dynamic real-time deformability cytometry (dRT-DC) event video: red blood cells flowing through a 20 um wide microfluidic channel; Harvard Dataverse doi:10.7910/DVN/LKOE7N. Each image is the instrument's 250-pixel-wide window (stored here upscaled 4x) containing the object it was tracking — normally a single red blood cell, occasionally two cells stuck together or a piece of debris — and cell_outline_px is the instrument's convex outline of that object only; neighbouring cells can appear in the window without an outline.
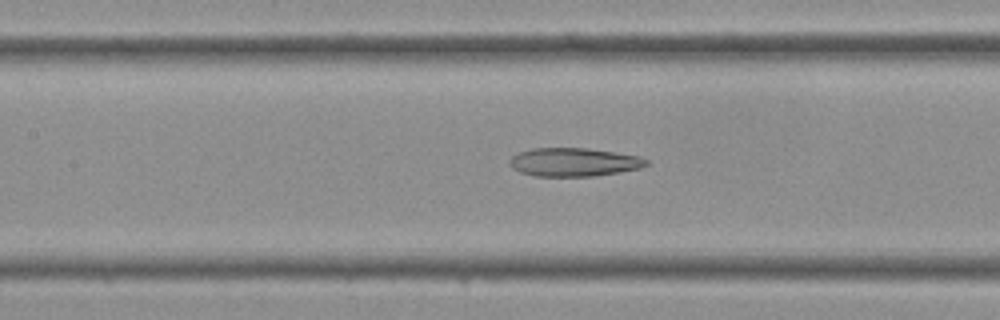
{"species": "Egyptian fruit bat (a non-hibernating species)", "species_latin": "Rousettus aegyptiacus", "temperature_condition": "cold", "stored_images_in_passage": 40, "camera_frame_rate_fps": 3000, "um_per_image_px": 0.085, "frame": {"image": 1, "passage_image": 18, "time_ms": 5.667, "image_size_px": [1000, 320], "cell_outline_px": [[648, 164], [640, 168], [620, 172], [592, 176], [536, 176], [520, 172], [512, 168], [508, 164], [508, 160], [512, 156], [520, 152], [532, 148], [588, 148], [616, 152], [640, 156], [648, 160]], "centroid_in_image_um": [48.77, 13.77], "position_along_channel_um": 158.6, "area_um2": 22.77}}
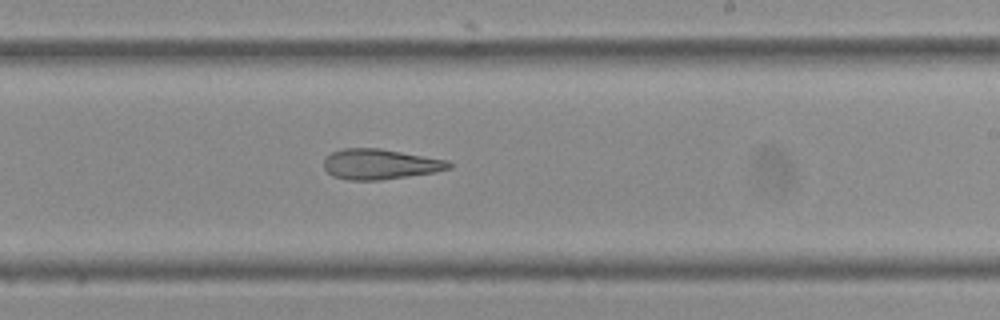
{"frame": {"image": 2, "passage_image": 24, "time_ms": 7.667, "image_size_px": [1000, 320], "cell_outline_px": [[452, 168], [436, 172], [380, 180], [348, 180], [332, 176], [324, 168], [324, 160], [332, 152], [340, 148], [380, 148], [448, 160], [452, 164]], "centroid_in_image_um": [32.31, 13.95], "position_along_channel_um": 256.7, "area_um2": 22.2}}
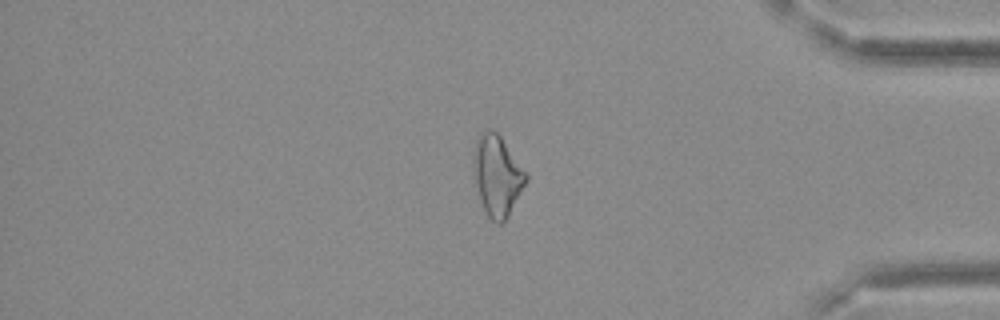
{"frame": {"image": 3, "passage_image": 34, "time_ms": 11.0, "image_size_px": [1000, 320], "cell_outline_px": [[528, 180], [508, 216], [500, 224], [496, 224], [488, 216], [480, 200], [472, 172], [472, 156], [476, 140], [480, 132], [484, 128], [492, 128], [500, 136], [528, 172]], "centroid_in_image_um": [42.25, 14.88], "position_along_channel_um": 393.0, "area_um2": 25.14}}